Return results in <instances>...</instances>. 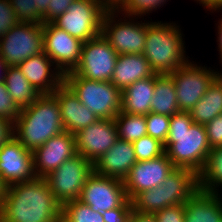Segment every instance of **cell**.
Listing matches in <instances>:
<instances>
[{
	"instance_id": "1",
	"label": "cell",
	"mask_w": 222,
	"mask_h": 222,
	"mask_svg": "<svg viewBox=\"0 0 222 222\" xmlns=\"http://www.w3.org/2000/svg\"><path fill=\"white\" fill-rule=\"evenodd\" d=\"M62 206L45 178L9 185L0 205L3 222H58Z\"/></svg>"
},
{
	"instance_id": "2",
	"label": "cell",
	"mask_w": 222,
	"mask_h": 222,
	"mask_svg": "<svg viewBox=\"0 0 222 222\" xmlns=\"http://www.w3.org/2000/svg\"><path fill=\"white\" fill-rule=\"evenodd\" d=\"M164 149L176 168H187L198 175L211 150L205 125L194 123L189 112L175 113L170 116Z\"/></svg>"
},
{
	"instance_id": "3",
	"label": "cell",
	"mask_w": 222,
	"mask_h": 222,
	"mask_svg": "<svg viewBox=\"0 0 222 222\" xmlns=\"http://www.w3.org/2000/svg\"><path fill=\"white\" fill-rule=\"evenodd\" d=\"M63 131L60 105L54 94H41L33 104L20 109L14 122V137L32 153Z\"/></svg>"
},
{
	"instance_id": "4",
	"label": "cell",
	"mask_w": 222,
	"mask_h": 222,
	"mask_svg": "<svg viewBox=\"0 0 222 222\" xmlns=\"http://www.w3.org/2000/svg\"><path fill=\"white\" fill-rule=\"evenodd\" d=\"M147 20L143 55L155 74H171L190 59L186 55L185 40L178 22ZM188 56V57H186Z\"/></svg>"
},
{
	"instance_id": "5",
	"label": "cell",
	"mask_w": 222,
	"mask_h": 222,
	"mask_svg": "<svg viewBox=\"0 0 222 222\" xmlns=\"http://www.w3.org/2000/svg\"><path fill=\"white\" fill-rule=\"evenodd\" d=\"M198 190L194 171L175 168L159 186L141 191L131 202L135 212L154 215L166 207L185 204Z\"/></svg>"
},
{
	"instance_id": "6",
	"label": "cell",
	"mask_w": 222,
	"mask_h": 222,
	"mask_svg": "<svg viewBox=\"0 0 222 222\" xmlns=\"http://www.w3.org/2000/svg\"><path fill=\"white\" fill-rule=\"evenodd\" d=\"M140 18L142 17L123 14L115 7H110L104 14L101 34L118 55L143 53L147 33V21H137Z\"/></svg>"
},
{
	"instance_id": "7",
	"label": "cell",
	"mask_w": 222,
	"mask_h": 222,
	"mask_svg": "<svg viewBox=\"0 0 222 222\" xmlns=\"http://www.w3.org/2000/svg\"><path fill=\"white\" fill-rule=\"evenodd\" d=\"M64 83L98 119H115L120 113L122 91L111 81L64 76Z\"/></svg>"
},
{
	"instance_id": "8",
	"label": "cell",
	"mask_w": 222,
	"mask_h": 222,
	"mask_svg": "<svg viewBox=\"0 0 222 222\" xmlns=\"http://www.w3.org/2000/svg\"><path fill=\"white\" fill-rule=\"evenodd\" d=\"M109 8L105 0H75L68 10L52 23L86 42L101 34L102 19Z\"/></svg>"
},
{
	"instance_id": "9",
	"label": "cell",
	"mask_w": 222,
	"mask_h": 222,
	"mask_svg": "<svg viewBox=\"0 0 222 222\" xmlns=\"http://www.w3.org/2000/svg\"><path fill=\"white\" fill-rule=\"evenodd\" d=\"M169 75L174 80L180 111L189 112L205 95L219 71L189 60Z\"/></svg>"
},
{
	"instance_id": "10",
	"label": "cell",
	"mask_w": 222,
	"mask_h": 222,
	"mask_svg": "<svg viewBox=\"0 0 222 222\" xmlns=\"http://www.w3.org/2000/svg\"><path fill=\"white\" fill-rule=\"evenodd\" d=\"M117 58V52L100 34L83 42L77 66L64 76H81L88 80L111 81Z\"/></svg>"
},
{
	"instance_id": "11",
	"label": "cell",
	"mask_w": 222,
	"mask_h": 222,
	"mask_svg": "<svg viewBox=\"0 0 222 222\" xmlns=\"http://www.w3.org/2000/svg\"><path fill=\"white\" fill-rule=\"evenodd\" d=\"M93 172V164L76 154L44 178L48 182L54 198L63 206L78 200L87 177Z\"/></svg>"
},
{
	"instance_id": "12",
	"label": "cell",
	"mask_w": 222,
	"mask_h": 222,
	"mask_svg": "<svg viewBox=\"0 0 222 222\" xmlns=\"http://www.w3.org/2000/svg\"><path fill=\"white\" fill-rule=\"evenodd\" d=\"M43 52V24L19 22L0 38V57L8 66H18Z\"/></svg>"
},
{
	"instance_id": "13",
	"label": "cell",
	"mask_w": 222,
	"mask_h": 222,
	"mask_svg": "<svg viewBox=\"0 0 222 222\" xmlns=\"http://www.w3.org/2000/svg\"><path fill=\"white\" fill-rule=\"evenodd\" d=\"M78 200L102 213L121 207L128 198L123 181L93 171L87 177Z\"/></svg>"
},
{
	"instance_id": "14",
	"label": "cell",
	"mask_w": 222,
	"mask_h": 222,
	"mask_svg": "<svg viewBox=\"0 0 222 222\" xmlns=\"http://www.w3.org/2000/svg\"><path fill=\"white\" fill-rule=\"evenodd\" d=\"M82 44L80 39L53 23H43V52L64 75L77 66Z\"/></svg>"
},
{
	"instance_id": "15",
	"label": "cell",
	"mask_w": 222,
	"mask_h": 222,
	"mask_svg": "<svg viewBox=\"0 0 222 222\" xmlns=\"http://www.w3.org/2000/svg\"><path fill=\"white\" fill-rule=\"evenodd\" d=\"M175 168L165 153L151 160L137 161L123 180L127 198L132 200L141 191L159 186Z\"/></svg>"
},
{
	"instance_id": "16",
	"label": "cell",
	"mask_w": 222,
	"mask_h": 222,
	"mask_svg": "<svg viewBox=\"0 0 222 222\" xmlns=\"http://www.w3.org/2000/svg\"><path fill=\"white\" fill-rule=\"evenodd\" d=\"M77 154L92 164L119 139L114 119H99L75 134Z\"/></svg>"
},
{
	"instance_id": "17",
	"label": "cell",
	"mask_w": 222,
	"mask_h": 222,
	"mask_svg": "<svg viewBox=\"0 0 222 222\" xmlns=\"http://www.w3.org/2000/svg\"><path fill=\"white\" fill-rule=\"evenodd\" d=\"M0 177L7 187L36 178L33 153L15 137L0 148Z\"/></svg>"
},
{
	"instance_id": "18",
	"label": "cell",
	"mask_w": 222,
	"mask_h": 222,
	"mask_svg": "<svg viewBox=\"0 0 222 222\" xmlns=\"http://www.w3.org/2000/svg\"><path fill=\"white\" fill-rule=\"evenodd\" d=\"M76 154V138L74 134L63 131L51 137L33 152L36 177L44 178Z\"/></svg>"
},
{
	"instance_id": "19",
	"label": "cell",
	"mask_w": 222,
	"mask_h": 222,
	"mask_svg": "<svg viewBox=\"0 0 222 222\" xmlns=\"http://www.w3.org/2000/svg\"><path fill=\"white\" fill-rule=\"evenodd\" d=\"M18 67L40 94H53L64 82V74L44 52L27 58Z\"/></svg>"
},
{
	"instance_id": "20",
	"label": "cell",
	"mask_w": 222,
	"mask_h": 222,
	"mask_svg": "<svg viewBox=\"0 0 222 222\" xmlns=\"http://www.w3.org/2000/svg\"><path fill=\"white\" fill-rule=\"evenodd\" d=\"M60 105L64 130L76 134L95 123L97 116L83 105L74 92L63 82L53 93Z\"/></svg>"
},
{
	"instance_id": "21",
	"label": "cell",
	"mask_w": 222,
	"mask_h": 222,
	"mask_svg": "<svg viewBox=\"0 0 222 222\" xmlns=\"http://www.w3.org/2000/svg\"><path fill=\"white\" fill-rule=\"evenodd\" d=\"M137 159L131 142L118 139L116 143L93 164L99 175L123 181Z\"/></svg>"
},
{
	"instance_id": "22",
	"label": "cell",
	"mask_w": 222,
	"mask_h": 222,
	"mask_svg": "<svg viewBox=\"0 0 222 222\" xmlns=\"http://www.w3.org/2000/svg\"><path fill=\"white\" fill-rule=\"evenodd\" d=\"M154 74L143 54H123L118 55L111 82L122 91L135 81Z\"/></svg>"
},
{
	"instance_id": "23",
	"label": "cell",
	"mask_w": 222,
	"mask_h": 222,
	"mask_svg": "<svg viewBox=\"0 0 222 222\" xmlns=\"http://www.w3.org/2000/svg\"><path fill=\"white\" fill-rule=\"evenodd\" d=\"M184 222H222V195L198 190L185 203Z\"/></svg>"
},
{
	"instance_id": "24",
	"label": "cell",
	"mask_w": 222,
	"mask_h": 222,
	"mask_svg": "<svg viewBox=\"0 0 222 222\" xmlns=\"http://www.w3.org/2000/svg\"><path fill=\"white\" fill-rule=\"evenodd\" d=\"M154 88L155 74L126 87L122 90L121 112L146 116L151 112Z\"/></svg>"
},
{
	"instance_id": "25",
	"label": "cell",
	"mask_w": 222,
	"mask_h": 222,
	"mask_svg": "<svg viewBox=\"0 0 222 222\" xmlns=\"http://www.w3.org/2000/svg\"><path fill=\"white\" fill-rule=\"evenodd\" d=\"M189 113L194 123L203 125L222 114V77L220 74Z\"/></svg>"
},
{
	"instance_id": "26",
	"label": "cell",
	"mask_w": 222,
	"mask_h": 222,
	"mask_svg": "<svg viewBox=\"0 0 222 222\" xmlns=\"http://www.w3.org/2000/svg\"><path fill=\"white\" fill-rule=\"evenodd\" d=\"M3 81L7 92L20 109L33 104L41 95L18 66H8Z\"/></svg>"
},
{
	"instance_id": "27",
	"label": "cell",
	"mask_w": 222,
	"mask_h": 222,
	"mask_svg": "<svg viewBox=\"0 0 222 222\" xmlns=\"http://www.w3.org/2000/svg\"><path fill=\"white\" fill-rule=\"evenodd\" d=\"M179 111L173 78L169 74H155L151 112L172 116Z\"/></svg>"
},
{
	"instance_id": "28",
	"label": "cell",
	"mask_w": 222,
	"mask_h": 222,
	"mask_svg": "<svg viewBox=\"0 0 222 222\" xmlns=\"http://www.w3.org/2000/svg\"><path fill=\"white\" fill-rule=\"evenodd\" d=\"M198 188L202 192L222 194V147L213 148L208 153L205 166L198 174Z\"/></svg>"
},
{
	"instance_id": "29",
	"label": "cell",
	"mask_w": 222,
	"mask_h": 222,
	"mask_svg": "<svg viewBox=\"0 0 222 222\" xmlns=\"http://www.w3.org/2000/svg\"><path fill=\"white\" fill-rule=\"evenodd\" d=\"M118 138L128 142H135L147 135L146 118L143 115H135L121 112L114 119Z\"/></svg>"
},
{
	"instance_id": "30",
	"label": "cell",
	"mask_w": 222,
	"mask_h": 222,
	"mask_svg": "<svg viewBox=\"0 0 222 222\" xmlns=\"http://www.w3.org/2000/svg\"><path fill=\"white\" fill-rule=\"evenodd\" d=\"M62 215L69 222H104L101 212L93 211L80 200H72L62 206Z\"/></svg>"
},
{
	"instance_id": "31",
	"label": "cell",
	"mask_w": 222,
	"mask_h": 222,
	"mask_svg": "<svg viewBox=\"0 0 222 222\" xmlns=\"http://www.w3.org/2000/svg\"><path fill=\"white\" fill-rule=\"evenodd\" d=\"M168 0H121L115 8L126 15L144 17L148 16V14L152 13V11H156L161 9V6H164ZM158 8V9H157Z\"/></svg>"
},
{
	"instance_id": "32",
	"label": "cell",
	"mask_w": 222,
	"mask_h": 222,
	"mask_svg": "<svg viewBox=\"0 0 222 222\" xmlns=\"http://www.w3.org/2000/svg\"><path fill=\"white\" fill-rule=\"evenodd\" d=\"M137 161H147L165 153L164 144L146 135L132 143Z\"/></svg>"
},
{
	"instance_id": "33",
	"label": "cell",
	"mask_w": 222,
	"mask_h": 222,
	"mask_svg": "<svg viewBox=\"0 0 222 222\" xmlns=\"http://www.w3.org/2000/svg\"><path fill=\"white\" fill-rule=\"evenodd\" d=\"M19 22L43 24V16L36 10V0H9Z\"/></svg>"
},
{
	"instance_id": "34",
	"label": "cell",
	"mask_w": 222,
	"mask_h": 222,
	"mask_svg": "<svg viewBox=\"0 0 222 222\" xmlns=\"http://www.w3.org/2000/svg\"><path fill=\"white\" fill-rule=\"evenodd\" d=\"M145 118L147 135L165 144L168 138L170 116L150 112Z\"/></svg>"
},
{
	"instance_id": "35",
	"label": "cell",
	"mask_w": 222,
	"mask_h": 222,
	"mask_svg": "<svg viewBox=\"0 0 222 222\" xmlns=\"http://www.w3.org/2000/svg\"><path fill=\"white\" fill-rule=\"evenodd\" d=\"M20 114V108L7 92L4 81L0 82V117L15 122Z\"/></svg>"
},
{
	"instance_id": "36",
	"label": "cell",
	"mask_w": 222,
	"mask_h": 222,
	"mask_svg": "<svg viewBox=\"0 0 222 222\" xmlns=\"http://www.w3.org/2000/svg\"><path fill=\"white\" fill-rule=\"evenodd\" d=\"M19 21L9 0H0V38Z\"/></svg>"
},
{
	"instance_id": "37",
	"label": "cell",
	"mask_w": 222,
	"mask_h": 222,
	"mask_svg": "<svg viewBox=\"0 0 222 222\" xmlns=\"http://www.w3.org/2000/svg\"><path fill=\"white\" fill-rule=\"evenodd\" d=\"M157 222H184L185 204L166 207L154 214Z\"/></svg>"
},
{
	"instance_id": "38",
	"label": "cell",
	"mask_w": 222,
	"mask_h": 222,
	"mask_svg": "<svg viewBox=\"0 0 222 222\" xmlns=\"http://www.w3.org/2000/svg\"><path fill=\"white\" fill-rule=\"evenodd\" d=\"M205 128L211 149L222 147V114L206 123Z\"/></svg>"
},
{
	"instance_id": "39",
	"label": "cell",
	"mask_w": 222,
	"mask_h": 222,
	"mask_svg": "<svg viewBox=\"0 0 222 222\" xmlns=\"http://www.w3.org/2000/svg\"><path fill=\"white\" fill-rule=\"evenodd\" d=\"M133 211L131 200H127L121 207L102 212L104 222H128Z\"/></svg>"
},
{
	"instance_id": "40",
	"label": "cell",
	"mask_w": 222,
	"mask_h": 222,
	"mask_svg": "<svg viewBox=\"0 0 222 222\" xmlns=\"http://www.w3.org/2000/svg\"><path fill=\"white\" fill-rule=\"evenodd\" d=\"M75 0H52L48 3L47 14L43 23H52L61 14L65 13Z\"/></svg>"
},
{
	"instance_id": "41",
	"label": "cell",
	"mask_w": 222,
	"mask_h": 222,
	"mask_svg": "<svg viewBox=\"0 0 222 222\" xmlns=\"http://www.w3.org/2000/svg\"><path fill=\"white\" fill-rule=\"evenodd\" d=\"M14 137V122L0 117V148Z\"/></svg>"
},
{
	"instance_id": "42",
	"label": "cell",
	"mask_w": 222,
	"mask_h": 222,
	"mask_svg": "<svg viewBox=\"0 0 222 222\" xmlns=\"http://www.w3.org/2000/svg\"><path fill=\"white\" fill-rule=\"evenodd\" d=\"M196 3L199 2L200 5L204 6L203 8H206L211 13L214 14L222 10V0H194Z\"/></svg>"
},
{
	"instance_id": "43",
	"label": "cell",
	"mask_w": 222,
	"mask_h": 222,
	"mask_svg": "<svg viewBox=\"0 0 222 222\" xmlns=\"http://www.w3.org/2000/svg\"><path fill=\"white\" fill-rule=\"evenodd\" d=\"M128 222H157V220L154 215L142 214L133 210Z\"/></svg>"
},
{
	"instance_id": "44",
	"label": "cell",
	"mask_w": 222,
	"mask_h": 222,
	"mask_svg": "<svg viewBox=\"0 0 222 222\" xmlns=\"http://www.w3.org/2000/svg\"><path fill=\"white\" fill-rule=\"evenodd\" d=\"M216 25V29H217V32L218 33L217 35V38L218 40L216 41L217 42V45H218V50L219 51V62L221 61V65H222V17L220 16V19L218 20L217 23H215Z\"/></svg>"
},
{
	"instance_id": "45",
	"label": "cell",
	"mask_w": 222,
	"mask_h": 222,
	"mask_svg": "<svg viewBox=\"0 0 222 222\" xmlns=\"http://www.w3.org/2000/svg\"><path fill=\"white\" fill-rule=\"evenodd\" d=\"M52 0H36V10L44 17L47 14L48 3Z\"/></svg>"
},
{
	"instance_id": "46",
	"label": "cell",
	"mask_w": 222,
	"mask_h": 222,
	"mask_svg": "<svg viewBox=\"0 0 222 222\" xmlns=\"http://www.w3.org/2000/svg\"><path fill=\"white\" fill-rule=\"evenodd\" d=\"M8 65L0 57V82L4 80Z\"/></svg>"
},
{
	"instance_id": "47",
	"label": "cell",
	"mask_w": 222,
	"mask_h": 222,
	"mask_svg": "<svg viewBox=\"0 0 222 222\" xmlns=\"http://www.w3.org/2000/svg\"><path fill=\"white\" fill-rule=\"evenodd\" d=\"M6 188H7V186L4 184V182L1 180V177H0V205L3 201L4 196H5Z\"/></svg>"
},
{
	"instance_id": "48",
	"label": "cell",
	"mask_w": 222,
	"mask_h": 222,
	"mask_svg": "<svg viewBox=\"0 0 222 222\" xmlns=\"http://www.w3.org/2000/svg\"><path fill=\"white\" fill-rule=\"evenodd\" d=\"M121 0H105L110 7H115Z\"/></svg>"
},
{
	"instance_id": "49",
	"label": "cell",
	"mask_w": 222,
	"mask_h": 222,
	"mask_svg": "<svg viewBox=\"0 0 222 222\" xmlns=\"http://www.w3.org/2000/svg\"><path fill=\"white\" fill-rule=\"evenodd\" d=\"M58 222H69V221L63 215H61Z\"/></svg>"
}]
</instances>
